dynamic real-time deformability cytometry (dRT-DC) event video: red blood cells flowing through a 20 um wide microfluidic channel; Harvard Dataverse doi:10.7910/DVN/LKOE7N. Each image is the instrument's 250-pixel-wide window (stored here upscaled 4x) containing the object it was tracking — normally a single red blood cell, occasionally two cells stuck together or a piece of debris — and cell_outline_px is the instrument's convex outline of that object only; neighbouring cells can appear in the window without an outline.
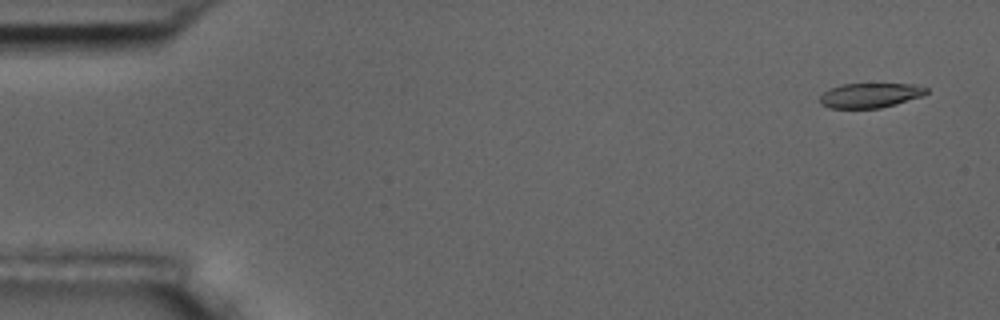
{"species": "common noctule bat (a hibernating species)", "species_latin": "Nyctalus noctula", "temperature_condition": "room temperature", "stored_images_in_passage": 5, "camera_frame_rate_fps": 3000, "um_per_image_px": 0.085, "animal": {"sex": "male", "body_mass_g": 17.5, "forearm_length_mm": 52.3}, "frame": {"image": 1, "passage_image": 1, "time_ms": 0.0, "image_size_px": [1000, 320], "cell_outline_px": [[928, 92], [924, 96], [896, 104], [880, 108], [828, 108], [820, 104], [820, 96], [824, 92], [840, 84], [912, 84], [928, 88]], "centroid_in_image_um": [73.98, 8.11], "position_along_channel_um": 11.0, "area_um2": 15.37}}
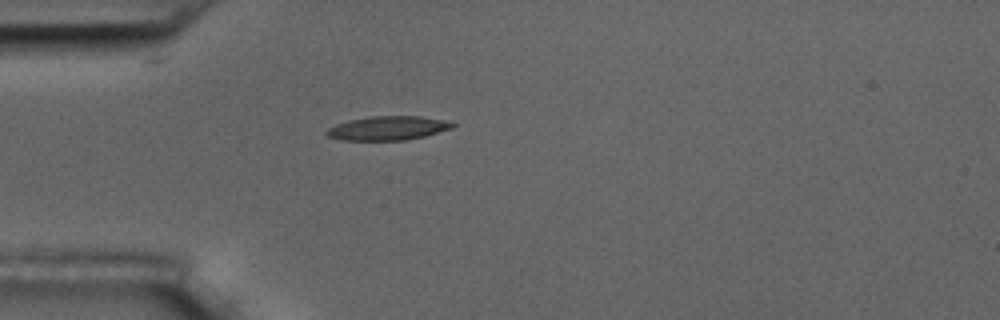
{"frame": {"image": 2, "passage_image": 5, "time_ms": 4.333, "image_size_px": [1000, 320], "cell_outline_px": [[456, 124], [452, 128], [424, 136], [408, 140], [340, 140], [328, 136], [324, 132], [328, 128], [336, 124], [348, 120], [372, 116], [420, 116], [440, 120]], "centroid_in_image_um": [32.91, 10.9], "position_along_channel_um": 52.1, "area_um2": 17.46}}